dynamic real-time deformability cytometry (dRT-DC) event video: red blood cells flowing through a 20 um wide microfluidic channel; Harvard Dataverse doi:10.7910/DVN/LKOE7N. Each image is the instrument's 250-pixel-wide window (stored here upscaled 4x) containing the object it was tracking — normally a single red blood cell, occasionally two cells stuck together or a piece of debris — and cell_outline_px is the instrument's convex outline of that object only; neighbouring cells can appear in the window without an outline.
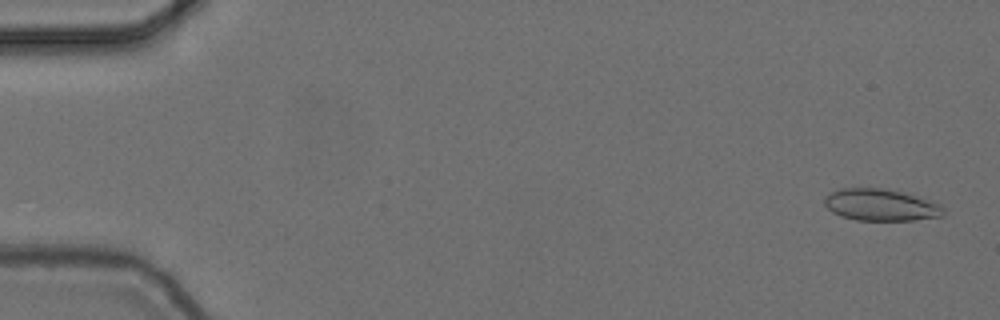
{"species": "common noctule bat (a hibernating species)", "species_latin": "Nyctalus noctula", "temperature_condition": "cold", "stored_images_in_passage": 56, "camera_frame_rate_fps": 3000, "um_per_image_px": 0.085, "animal": {"sex": "female", "body_mass_g": 24.6, "forearm_length_mm": 56.2}, "frame": {"image": 1, "passage_image": 2, "time_ms": 0.333, "image_size_px": [1000, 320], "cell_outline_px": [[944, 216], [912, 220], [856, 220], [840, 216], [832, 212], [824, 204], [824, 196], [840, 188], [884, 188], [900, 192], [940, 204], [944, 208]], "centroid_in_image_um": [74.83, 17.42], "position_along_channel_um": 10.2, "area_um2": 21.91}}
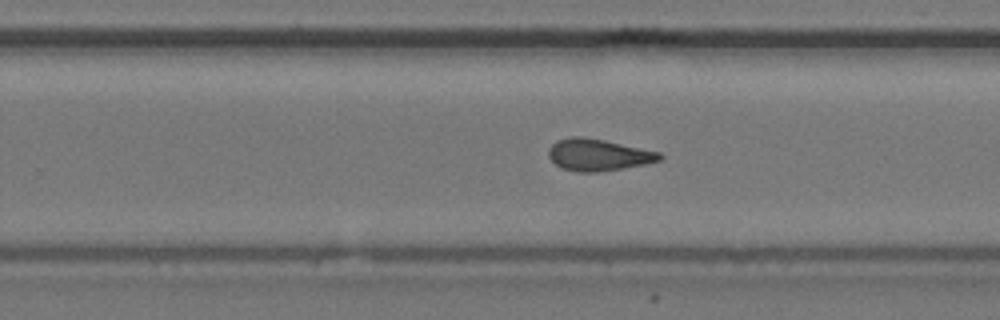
{"frame": {"image": 2, "passage_image": 35, "time_ms": 11.333, "image_size_px": [1000, 320], "cell_outline_px": [[664, 156], [660, 160], [644, 164], [596, 172], [576, 172], [564, 168], [556, 164], [548, 156], [548, 148], [556, 140], [572, 136], [584, 136], [604, 140], [660, 152]], "centroid_in_image_um": [50.82, 13.14], "position_along_channel_um": 279.0, "area_um2": 20.46}}
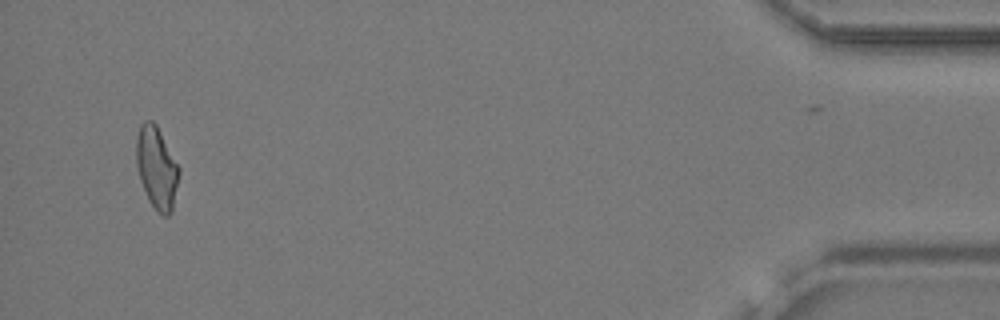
{"frame": {"image": 3, "passage_image": 53, "time_ms": 17.333, "image_size_px": [1000, 320], "cell_outline_px": [[180, 172], [172, 212], [168, 216], [160, 216], [156, 212], [148, 200], [140, 180], [136, 164], [136, 136], [140, 124], [144, 120], [152, 120], [156, 124], [180, 168]], "centroid_in_image_um": [13.31, 14.28], "position_along_channel_um": 421.9, "area_um2": 20.75}, "authors_computed_cell_mechanics": {"area_um2": 20.7791, "velocity_mm_per_s": 3.7077, "shape_relaxation_time_tau1_ms": null, "shape_relaxation_time_tau2_ms": 2.5319, "deformation_change_tau1": null, "deformation_change_tau2": 0.0889}}